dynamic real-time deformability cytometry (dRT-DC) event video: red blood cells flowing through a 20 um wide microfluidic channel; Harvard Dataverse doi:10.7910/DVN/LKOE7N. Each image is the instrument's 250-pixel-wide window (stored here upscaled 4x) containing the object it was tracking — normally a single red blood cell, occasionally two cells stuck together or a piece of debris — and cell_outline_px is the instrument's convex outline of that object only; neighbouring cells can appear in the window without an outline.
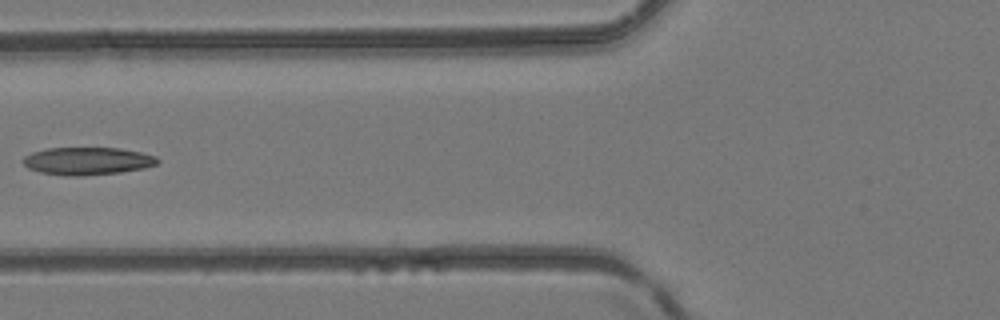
{"species": "common noctule bat (a hibernating species)", "species_latin": "Nyctalus noctula", "temperature_condition": "room temperature", "stored_images_in_passage": 4, "camera_frame_rate_fps": 3000, "um_per_image_px": 0.085, "animal": {"sex": "female", "body_mass_g": 24.6, "forearm_length_mm": 56.2}, "frame": {"image": 1, "passage_image": 4, "time_ms": 1.0, "image_size_px": [1000, 320], "cell_outline_px": [[160, 160], [156, 164], [144, 168], [120, 172], [80, 176], [64, 176], [40, 172], [28, 168], [24, 164], [24, 156], [32, 152], [48, 148], [120, 148], [140, 152], [156, 156]], "centroid_in_image_um": [7.43, 13.69], "position_along_channel_um": 118.4, "area_um2": 21.62}}